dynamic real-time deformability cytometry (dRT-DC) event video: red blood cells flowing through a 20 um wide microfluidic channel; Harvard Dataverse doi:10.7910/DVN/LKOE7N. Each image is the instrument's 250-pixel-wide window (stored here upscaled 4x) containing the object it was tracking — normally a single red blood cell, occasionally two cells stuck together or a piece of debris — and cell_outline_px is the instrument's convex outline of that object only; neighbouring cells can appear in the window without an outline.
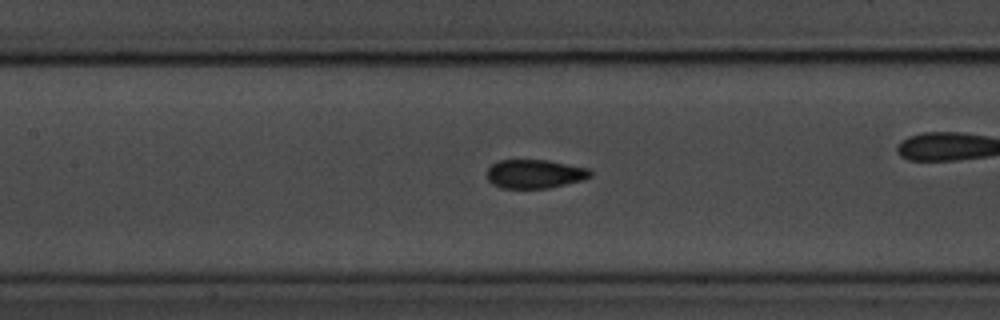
{"species": "common noctule bat (a hibernating species)", "species_latin": "Nyctalus noctula", "temperature_condition": "room temperature", "stored_images_in_passage": 46, "camera_frame_rate_fps": 3000, "um_per_image_px": 0.085, "animal": {"sex": "male", "body_mass_g": 20.1, "forearm_length_mm": 53.5}, "frame": {"image": 1, "passage_image": 20, "time_ms": 6.333, "image_size_px": [1000, 320], "cell_outline_px": [[592, 176], [584, 180], [548, 188], [504, 188], [492, 184], [488, 180], [488, 168], [492, 164], [500, 160], [548, 160], [588, 168], [592, 172]], "centroid_in_image_um": [45.48, 14.78], "position_along_channel_um": 161.9, "area_um2": 17.34}}